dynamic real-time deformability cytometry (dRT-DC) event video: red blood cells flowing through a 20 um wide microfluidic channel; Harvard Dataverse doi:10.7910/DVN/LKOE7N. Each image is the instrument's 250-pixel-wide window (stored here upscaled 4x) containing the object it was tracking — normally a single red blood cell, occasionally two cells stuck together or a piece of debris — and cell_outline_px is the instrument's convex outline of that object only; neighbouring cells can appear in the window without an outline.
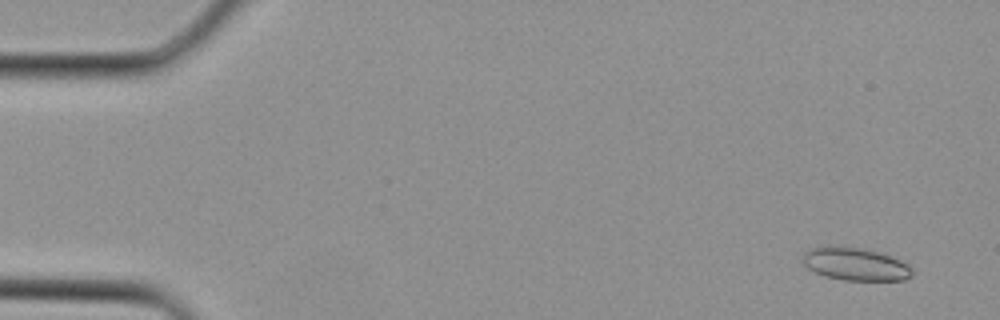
{"species": "Egyptian fruit bat (a non-hibernating species)", "species_latin": "Rousettus aegyptiacus", "temperature_condition": "cold", "stored_images_in_passage": 3, "camera_frame_rate_fps": 3000, "um_per_image_px": 0.085, "animal": {"sex": "female"}, "frame": {"image": 1, "passage_image": 1, "time_ms": 0.0, "image_size_px": [1000, 320], "cell_outline_px": [[912, 276], [904, 280], [844, 280], [824, 276], [808, 268], [804, 264], [804, 252], [812, 248], [828, 244], [860, 248], [876, 252], [900, 260], [908, 264], [912, 268]], "centroid_in_image_um": [72.69, 22.44], "position_along_channel_um": 12.3, "area_um2": 20.87}}
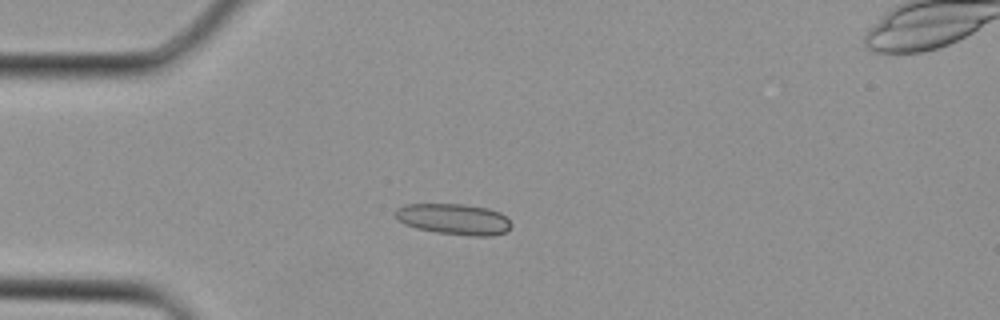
{"frame": {"image": 2, "passage_image": 2, "time_ms": 0.333, "image_size_px": [1000, 320], "cell_outline_px": [[512, 224], [504, 232], [492, 236], [472, 236], [436, 232], [416, 228], [404, 224], [392, 212], [396, 208], [404, 204], [464, 204], [488, 208], [500, 212], [508, 216]], "centroid_in_image_um": [38.58, 18.62], "position_along_channel_um": 46.4, "area_um2": 21.1}}